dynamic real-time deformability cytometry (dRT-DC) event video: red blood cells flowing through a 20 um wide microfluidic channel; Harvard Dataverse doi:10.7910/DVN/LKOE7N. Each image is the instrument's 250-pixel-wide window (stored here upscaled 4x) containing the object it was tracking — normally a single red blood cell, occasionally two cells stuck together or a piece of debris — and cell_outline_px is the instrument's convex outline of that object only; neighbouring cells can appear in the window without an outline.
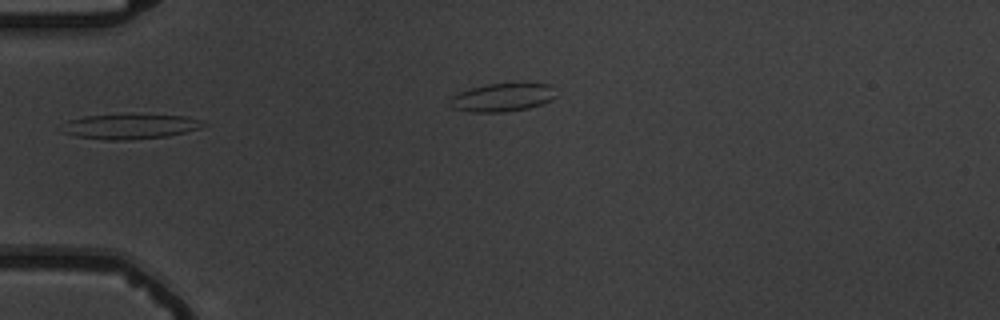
{"species": "common noctule bat (a hibernating species)", "species_latin": "Nyctalus noctula", "temperature_condition": "warm", "stored_images_in_passage": 4, "camera_frame_rate_fps": 3000, "um_per_image_px": 0.085, "animal": {"sex": "male", "body_mass_g": 19.5, "forearm_length_mm": 54.6}, "frame": {"image": 1, "passage_image": 2, "time_ms": 1.333, "image_size_px": [1000, 320], "cell_outline_px": [[208, 124], [200, 128], [168, 136], [124, 140], [104, 140], [76, 136], [64, 132], [56, 128], [60, 124], [68, 120], [84, 116], [188, 116], [204, 120]], "centroid_in_image_um": [11.01, 10.77], "position_along_channel_um": 74.0, "area_um2": 20.29}}
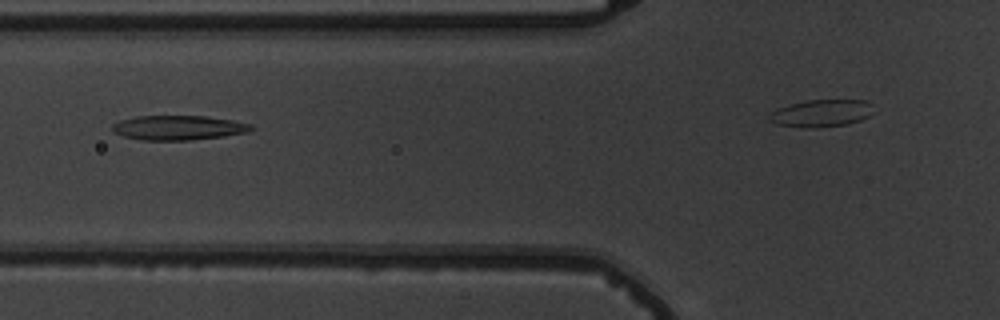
{"frame": {"image": 2, "passage_image": 3, "time_ms": 2.333, "image_size_px": [1000, 320], "cell_outline_px": [[256, 128], [248, 132], [224, 136], [188, 140], [140, 140], [124, 136], [112, 132], [112, 124], [120, 120], [136, 116], [204, 116], [232, 120], [252, 124]], "centroid_in_image_um": [15.16, 10.85], "position_along_channel_um": 110.6, "area_um2": 19.94}}